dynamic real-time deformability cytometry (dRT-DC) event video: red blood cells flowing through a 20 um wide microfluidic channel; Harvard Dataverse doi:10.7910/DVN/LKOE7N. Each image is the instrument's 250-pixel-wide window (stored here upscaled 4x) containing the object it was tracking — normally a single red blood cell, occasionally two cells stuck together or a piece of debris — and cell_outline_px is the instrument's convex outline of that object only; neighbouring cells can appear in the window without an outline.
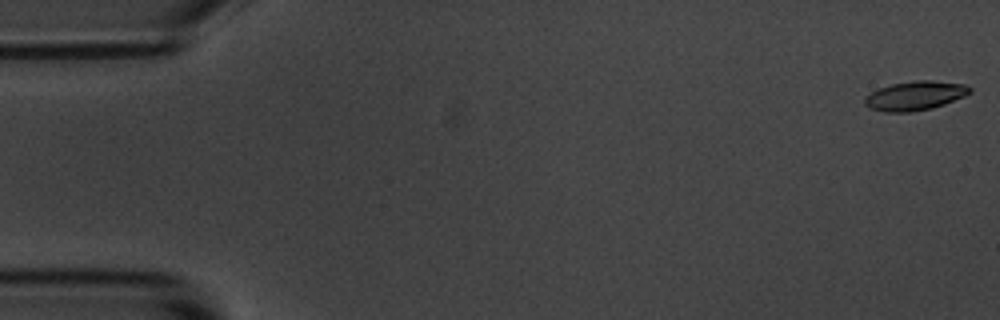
{"species": "common noctule bat (a hibernating species)", "species_latin": "Nyctalus noctula", "temperature_condition": "room temperature", "stored_images_in_passage": 55, "camera_frame_rate_fps": 3000, "um_per_image_px": 0.085, "animal": {"sex": "male", "body_mass_g": 20.1, "forearm_length_mm": 53.5}, "frame": {"image": 1, "passage_image": 1, "time_ms": 0.0, "image_size_px": [1000, 320], "cell_outline_px": [[972, 92], [964, 96], [944, 104], [932, 108], [912, 112], [884, 112], [868, 108], [864, 104], [864, 96], [880, 88], [892, 84], [916, 80], [932, 80], [964, 84], [972, 88]], "centroid_in_image_um": [77.77, 8.14], "position_along_channel_um": 7.2, "area_um2": 17.92}}
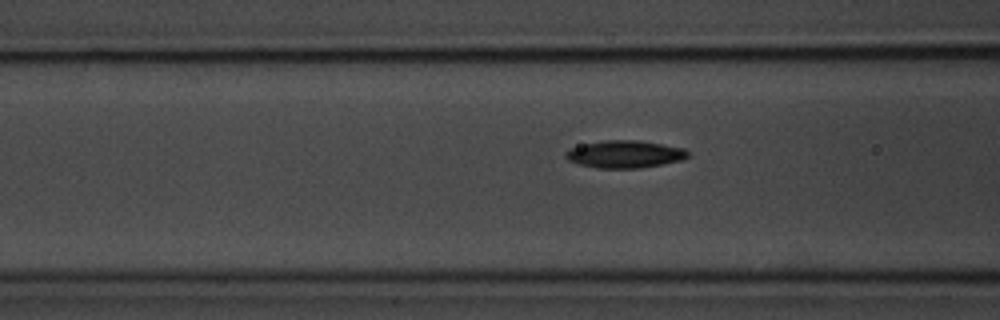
{"frame": {"image": 2, "passage_image": 21, "time_ms": 6.667, "image_size_px": [1000, 320], "cell_outline_px": [[692, 156], [680, 160], [640, 168], [596, 168], [580, 164], [568, 160], [564, 156], [564, 152], [568, 148], [584, 144], [604, 140], [640, 140], [684, 148]], "centroid_in_image_um": [53.08, 13.1], "position_along_channel_um": 113.5, "area_um2": 19.59}}
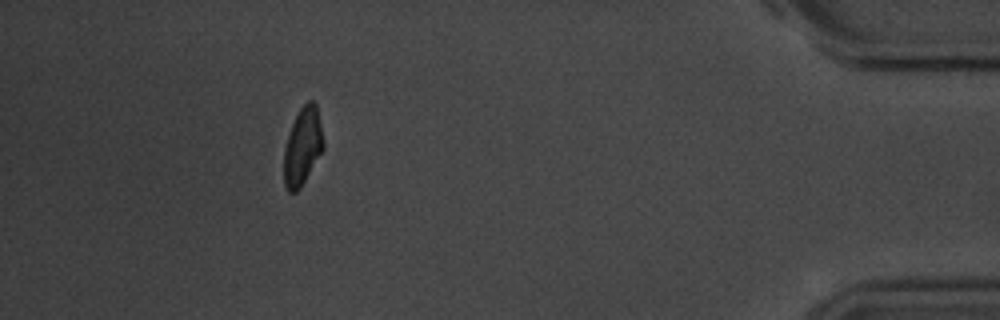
{"frame": {"image": 3, "passage_image": 50, "time_ms": 16.333, "image_size_px": [1000, 320], "cell_outline_px": [[324, 148], [300, 188], [296, 192], [288, 192], [284, 184], [284, 148], [292, 124], [300, 108], [308, 100], [312, 100], [316, 104], [324, 140]], "centroid_in_image_um": [25.72, 12.45], "position_along_channel_um": 409.5, "area_um2": 17.69}, "authors_computed_cell_mechanics": {"area_um2": 18.1492, "velocity_mm_per_s": 3.6506, "shape_relaxation_time_tau1_ms": 2.7164, "shape_relaxation_time_tau2_ms": 9.8297, "deformation_change_tau1": 0.1395, "deformation_change_tau2": 0.1533}}